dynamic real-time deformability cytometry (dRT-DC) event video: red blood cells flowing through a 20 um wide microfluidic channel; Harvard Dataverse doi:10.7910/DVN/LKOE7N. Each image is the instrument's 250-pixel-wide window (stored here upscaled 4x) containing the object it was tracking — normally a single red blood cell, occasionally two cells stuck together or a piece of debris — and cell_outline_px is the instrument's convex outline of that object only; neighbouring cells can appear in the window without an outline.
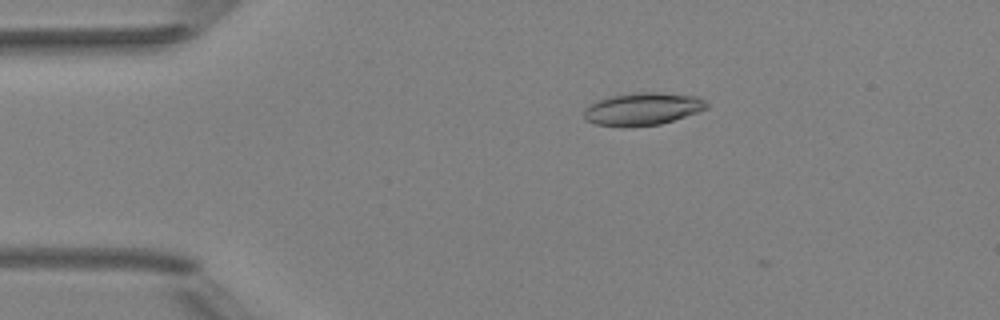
{"species": "Egyptian fruit bat (a non-hibernating species)", "species_latin": "Rousettus aegyptiacus", "temperature_condition": "room temperature", "stored_images_in_passage": 2, "camera_frame_rate_fps": 3000, "um_per_image_px": 0.085, "animal": {"sex": "female"}, "frame": {"image": 1, "passage_image": 1, "time_ms": 0.0, "image_size_px": [1000, 320], "cell_outline_px": [[708, 108], [660, 124], [628, 128], [624, 128], [596, 124], [584, 120], [584, 108], [596, 100], [612, 96], [636, 92], [660, 92], [696, 96], [704, 100], [708, 104]], "centroid_in_image_um": [54.57, 9.27], "position_along_channel_um": 30.4, "area_um2": 23.47}}